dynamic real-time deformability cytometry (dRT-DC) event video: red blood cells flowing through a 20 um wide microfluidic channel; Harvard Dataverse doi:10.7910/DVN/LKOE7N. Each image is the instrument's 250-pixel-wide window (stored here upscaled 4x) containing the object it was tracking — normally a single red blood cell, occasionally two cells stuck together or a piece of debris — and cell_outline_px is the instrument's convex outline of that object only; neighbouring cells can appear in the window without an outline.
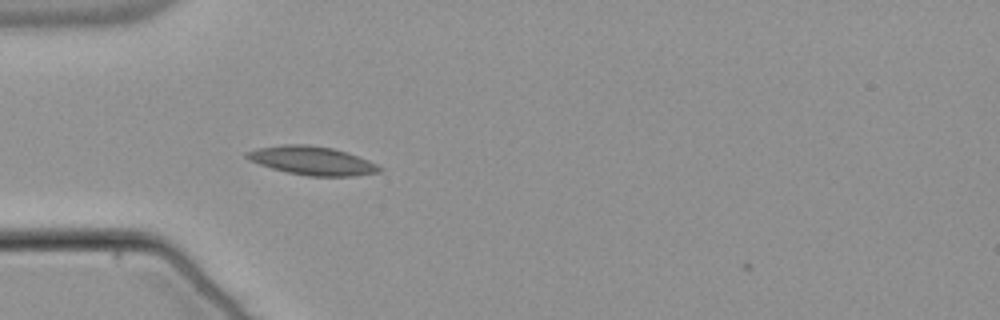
{"species": "common noctule bat (a hibernating species)", "species_latin": "Nyctalus noctula", "temperature_condition": "warm", "stored_images_in_passage": 5, "camera_frame_rate_fps": 3000, "um_per_image_px": 0.085, "animal": {"sex": "male", "body_mass_g": 21.5, "forearm_length_mm": 52.0}, "frame": {"image": 1, "passage_image": 4, "time_ms": 1.0, "image_size_px": [1000, 320], "cell_outline_px": [[384, 168], [380, 172], [352, 176], [308, 176], [288, 172], [272, 168], [248, 160], [244, 156], [244, 152], [256, 148], [284, 144], [308, 144], [332, 148], [348, 152], [368, 160]], "centroid_in_image_um": [26.51, 13.65], "position_along_channel_um": 58.5, "area_um2": 22.2}}